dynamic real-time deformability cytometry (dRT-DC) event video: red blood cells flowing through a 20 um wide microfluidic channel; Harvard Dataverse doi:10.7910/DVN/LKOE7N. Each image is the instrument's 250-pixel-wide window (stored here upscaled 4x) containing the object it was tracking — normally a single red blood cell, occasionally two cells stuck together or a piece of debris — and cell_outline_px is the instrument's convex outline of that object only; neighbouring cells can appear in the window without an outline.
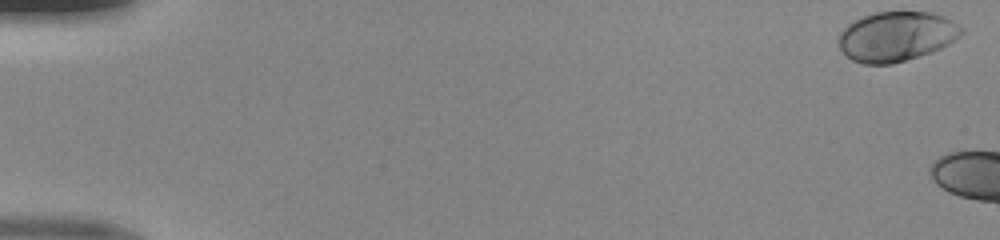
{"species": "human", "species_latin": "Homo sapiens", "temperature_condition": "room temperature", "stored_images_in_passage": 6, "camera_frame_rate_fps": 3000, "um_per_image_px": 0.085, "donor": {"sex": "male"}, "frame": {"image": 1, "passage_image": 1, "time_ms": 0.0, "image_size_px": [1000, 240], "cell_outline_px": [[964, 32], [960, 36], [948, 44], [940, 48], [892, 64], [864, 64], [852, 60], [840, 48], [840, 32], [848, 24], [864, 16], [876, 12], [932, 12], [944, 16], [964, 28]], "centroid_in_image_um": [76.21, 3.08], "position_along_channel_um": 8.8, "area_um2": 35.14}}